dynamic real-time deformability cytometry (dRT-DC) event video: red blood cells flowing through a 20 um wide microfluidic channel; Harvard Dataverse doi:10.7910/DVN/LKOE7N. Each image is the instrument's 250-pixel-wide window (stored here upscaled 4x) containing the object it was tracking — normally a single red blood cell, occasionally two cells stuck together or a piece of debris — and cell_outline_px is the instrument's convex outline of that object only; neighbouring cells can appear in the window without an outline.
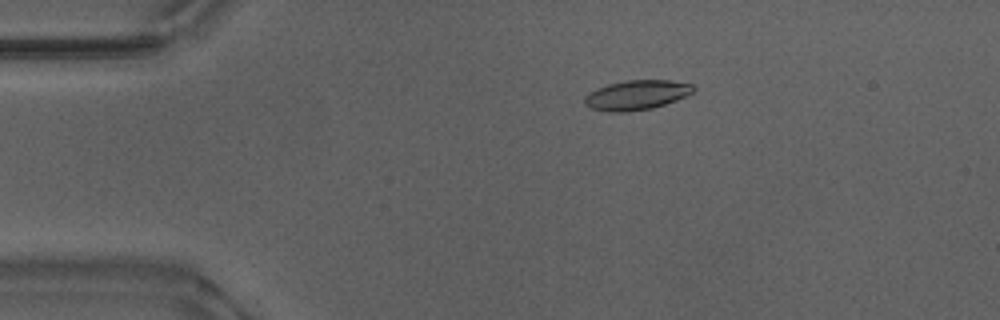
{"species": "Egyptian fruit bat (a non-hibernating species)", "species_latin": "Rousettus aegyptiacus", "temperature_condition": "warm", "stored_images_in_passage": 46, "camera_frame_rate_fps": 3000, "um_per_image_px": 0.085, "animal": {"sex": "male"}, "frame": {"image": 1, "passage_image": 3, "time_ms": 0.667, "image_size_px": [1000, 320], "cell_outline_px": [[696, 88], [692, 92], [676, 100], [652, 108], [628, 112], [608, 112], [588, 108], [584, 104], [584, 96], [588, 92], [596, 88], [608, 84], [628, 80], [668, 80], [692, 84]], "centroid_in_image_um": [54.04, 8.08], "position_along_channel_um": 31.0, "area_um2": 18.9}}
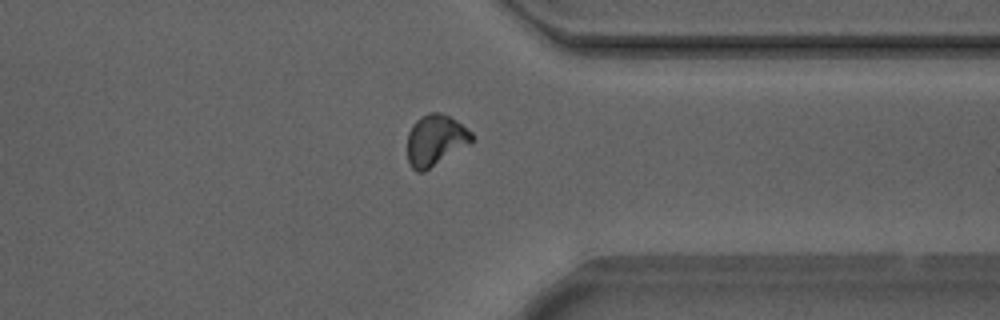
{"frame": {"image": 2, "passage_image": 34, "time_ms": 11.0, "image_size_px": [1000, 320], "cell_outline_px": [[472, 140], [468, 144], [424, 172], [416, 172], [408, 164], [408, 132], [412, 124], [420, 116], [428, 112], [440, 112], [456, 120], [472, 132]], "centroid_in_image_um": [36.97, 11.91], "position_along_channel_um": 374.4, "area_um2": 19.07}}
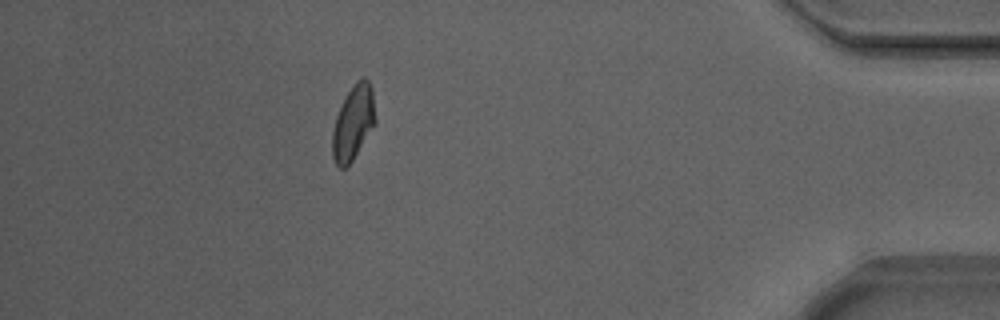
{"frame": {"image": 3, "passage_image": 40, "time_ms": 13.0, "image_size_px": [1000, 320], "cell_outline_px": [[376, 124], [352, 160], [344, 168], [340, 168], [336, 164], [332, 156], [332, 132], [336, 116], [348, 92], [356, 80], [364, 76], [368, 80], [372, 88], [376, 120]], "centroid_in_image_um": [30.04, 10.41], "position_along_channel_um": 405.2, "area_um2": 18.61}, "authors_computed_cell_mechanics": {"area_um2": 18.6116, "velocity_mm_per_s": 3.8726, "shape_relaxation_time_tau1_ms": 4.9194, "shape_relaxation_time_tau2_ms": 1.8791, "deformation_change_tau1": 0.1789, "deformation_change_tau2": 0.073}}